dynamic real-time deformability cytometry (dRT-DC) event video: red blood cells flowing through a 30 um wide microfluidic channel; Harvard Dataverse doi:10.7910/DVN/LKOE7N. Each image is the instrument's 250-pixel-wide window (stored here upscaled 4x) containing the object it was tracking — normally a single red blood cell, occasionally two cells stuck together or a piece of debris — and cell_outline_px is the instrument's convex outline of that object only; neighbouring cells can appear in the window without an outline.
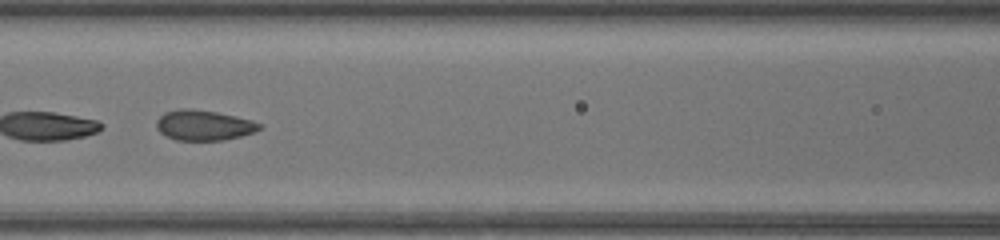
{"species": "common noctule bat (a hibernating species)", "species_latin": "Nyctalus noctula", "temperature_condition": "warm", "stored_images_in_passage": 46, "segment_of_instrument_passage": [2, 2], "camera_frame_rate_fps": 3000, "um_per_image_px": 0.085, "animal": {"sex": "female", "body_mass_g": 17.0, "forearm_length_mm": 48.0}, "frame": {"image": 1, "passage_image": 22, "time_ms": 7.0, "image_size_px": [1000, 240], "cell_outline_px": [[264, 124], [256, 132], [224, 140], [176, 140], [160, 132], [156, 128], [156, 120], [164, 112], [184, 108], [216, 112], [236, 116], [252, 120]], "centroid_in_image_um": [17.34, 10.65], "position_along_channel_um": 149.3, "area_um2": 18.15}}
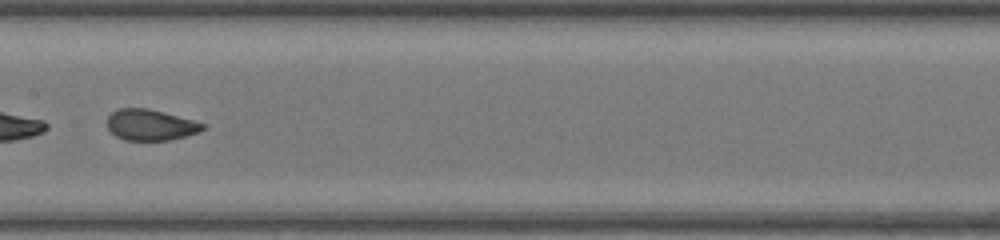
{"frame": {"image": 2, "passage_image": 25, "time_ms": 8.0, "image_size_px": [1000, 240], "cell_outline_px": [[208, 124], [200, 132], [168, 140], [124, 140], [116, 136], [108, 128], [108, 116], [112, 112], [120, 108], [148, 108]], "centroid_in_image_um": [12.81, 10.61], "position_along_channel_um": 194.6, "area_um2": 17.17}}